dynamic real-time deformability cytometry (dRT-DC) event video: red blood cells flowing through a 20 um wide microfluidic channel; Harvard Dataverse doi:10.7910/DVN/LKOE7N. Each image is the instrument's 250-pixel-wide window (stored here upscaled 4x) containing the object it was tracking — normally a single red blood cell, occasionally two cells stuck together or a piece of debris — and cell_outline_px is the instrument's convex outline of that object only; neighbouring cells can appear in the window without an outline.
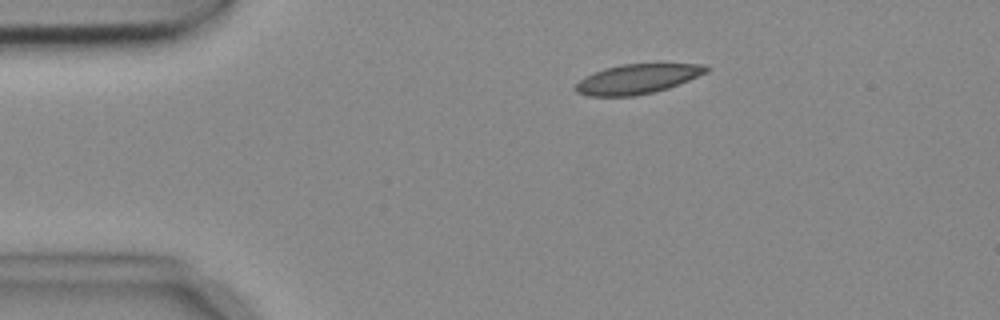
{"species": "common noctule bat (a hibernating species)", "species_latin": "Nyctalus noctula", "temperature_condition": "cold", "stored_images_in_passage": 4, "camera_frame_rate_fps": 3000, "um_per_image_px": 0.085, "animal": {"sex": "female", "body_mass_g": 18.4}, "frame": {"image": 1, "passage_image": 2, "time_ms": 0.333, "image_size_px": [1000, 320], "cell_outline_px": [[712, 68], [708, 72], [668, 88], [652, 92], [632, 96], [588, 96], [576, 92], [572, 88], [584, 76], [604, 68], [620, 64], [704, 64]], "centroid_in_image_um": [54.15, 6.71], "position_along_channel_um": 30.9, "area_um2": 22.6}}